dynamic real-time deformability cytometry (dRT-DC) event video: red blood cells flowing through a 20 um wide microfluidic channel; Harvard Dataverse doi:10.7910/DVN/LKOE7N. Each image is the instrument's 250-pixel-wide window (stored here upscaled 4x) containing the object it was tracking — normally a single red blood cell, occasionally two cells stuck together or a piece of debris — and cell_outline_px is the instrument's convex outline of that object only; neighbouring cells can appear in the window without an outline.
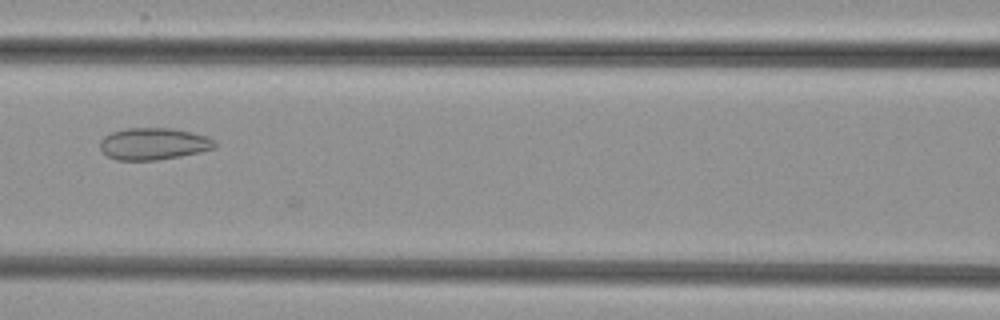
{"species": "common noctule bat (a hibernating species)", "species_latin": "Nyctalus noctula", "temperature_condition": "cold", "stored_images_in_passage": 6, "camera_frame_rate_fps": 3000, "um_per_image_px": 0.085, "animal": {"sex": "female", "body_mass_g": 29.2, "forearm_length_mm": 56.3}, "frame": {"image": 1, "passage_image": 5, "time_ms": 4.667, "image_size_px": [1000, 320], "cell_outline_px": [[216, 148], [200, 152], [180, 156], [156, 160], [116, 160], [108, 156], [100, 148], [100, 140], [104, 136], [112, 132], [128, 128], [172, 128], [192, 132], [208, 136], [216, 140]], "centroid_in_image_um": [13.08, 12.22], "position_along_channel_um": 153.5, "area_um2": 21.44}}